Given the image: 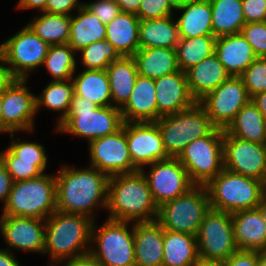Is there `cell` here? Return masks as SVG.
<instances>
[{"instance_id":"cell-1","label":"cell","mask_w":266,"mask_h":266,"mask_svg":"<svg viewBox=\"0 0 266 266\" xmlns=\"http://www.w3.org/2000/svg\"><path fill=\"white\" fill-rule=\"evenodd\" d=\"M108 182L109 176L95 167L75 170L64 166L56 175L57 211L93 219L92 208L96 205L107 209Z\"/></svg>"},{"instance_id":"cell-2","label":"cell","mask_w":266,"mask_h":266,"mask_svg":"<svg viewBox=\"0 0 266 266\" xmlns=\"http://www.w3.org/2000/svg\"><path fill=\"white\" fill-rule=\"evenodd\" d=\"M108 219L136 223L152 222L157 219L158 206L149 189L144 168L141 170L109 177Z\"/></svg>"},{"instance_id":"cell-3","label":"cell","mask_w":266,"mask_h":266,"mask_svg":"<svg viewBox=\"0 0 266 266\" xmlns=\"http://www.w3.org/2000/svg\"><path fill=\"white\" fill-rule=\"evenodd\" d=\"M94 219L83 214L55 211L45 220L44 254L56 264L89 254ZM86 246V248H85ZM89 248V249H88ZM77 253V254H76Z\"/></svg>"},{"instance_id":"cell-4","label":"cell","mask_w":266,"mask_h":266,"mask_svg":"<svg viewBox=\"0 0 266 266\" xmlns=\"http://www.w3.org/2000/svg\"><path fill=\"white\" fill-rule=\"evenodd\" d=\"M210 207L233 213L257 208L266 197V184L225 168L205 185Z\"/></svg>"},{"instance_id":"cell-5","label":"cell","mask_w":266,"mask_h":266,"mask_svg":"<svg viewBox=\"0 0 266 266\" xmlns=\"http://www.w3.org/2000/svg\"><path fill=\"white\" fill-rule=\"evenodd\" d=\"M120 108L98 107L79 95L73 96L68 114L57 125V131L88 138L90 143L118 131L123 125Z\"/></svg>"},{"instance_id":"cell-6","label":"cell","mask_w":266,"mask_h":266,"mask_svg":"<svg viewBox=\"0 0 266 266\" xmlns=\"http://www.w3.org/2000/svg\"><path fill=\"white\" fill-rule=\"evenodd\" d=\"M1 216L46 220L56 207V175L14 182Z\"/></svg>"},{"instance_id":"cell-7","label":"cell","mask_w":266,"mask_h":266,"mask_svg":"<svg viewBox=\"0 0 266 266\" xmlns=\"http://www.w3.org/2000/svg\"><path fill=\"white\" fill-rule=\"evenodd\" d=\"M156 124L171 158H177L191 141L208 136L216 128L198 102L187 110L160 117Z\"/></svg>"},{"instance_id":"cell-8","label":"cell","mask_w":266,"mask_h":266,"mask_svg":"<svg viewBox=\"0 0 266 266\" xmlns=\"http://www.w3.org/2000/svg\"><path fill=\"white\" fill-rule=\"evenodd\" d=\"M210 209L205 185H194L185 194L158 207L156 221L165 230L196 236L204 216Z\"/></svg>"},{"instance_id":"cell-9","label":"cell","mask_w":266,"mask_h":266,"mask_svg":"<svg viewBox=\"0 0 266 266\" xmlns=\"http://www.w3.org/2000/svg\"><path fill=\"white\" fill-rule=\"evenodd\" d=\"M177 159L194 185H206L224 168L223 129L215 128L208 136L191 141Z\"/></svg>"},{"instance_id":"cell-10","label":"cell","mask_w":266,"mask_h":266,"mask_svg":"<svg viewBox=\"0 0 266 266\" xmlns=\"http://www.w3.org/2000/svg\"><path fill=\"white\" fill-rule=\"evenodd\" d=\"M128 222L108 219L98 230L93 222L91 242L98 249H90L89 254L100 266H136L134 230L129 231Z\"/></svg>"},{"instance_id":"cell-11","label":"cell","mask_w":266,"mask_h":266,"mask_svg":"<svg viewBox=\"0 0 266 266\" xmlns=\"http://www.w3.org/2000/svg\"><path fill=\"white\" fill-rule=\"evenodd\" d=\"M199 258L225 261L238 251L230 212L210 209L196 235Z\"/></svg>"},{"instance_id":"cell-12","label":"cell","mask_w":266,"mask_h":266,"mask_svg":"<svg viewBox=\"0 0 266 266\" xmlns=\"http://www.w3.org/2000/svg\"><path fill=\"white\" fill-rule=\"evenodd\" d=\"M50 45L26 25L1 44V53L15 79H27L30 71L44 63ZM28 72V73H27Z\"/></svg>"},{"instance_id":"cell-13","label":"cell","mask_w":266,"mask_h":266,"mask_svg":"<svg viewBox=\"0 0 266 266\" xmlns=\"http://www.w3.org/2000/svg\"><path fill=\"white\" fill-rule=\"evenodd\" d=\"M250 100L241 77L230 76L198 103L205 109L211 123L225 130Z\"/></svg>"},{"instance_id":"cell-14","label":"cell","mask_w":266,"mask_h":266,"mask_svg":"<svg viewBox=\"0 0 266 266\" xmlns=\"http://www.w3.org/2000/svg\"><path fill=\"white\" fill-rule=\"evenodd\" d=\"M223 166L266 184V147L236 138L223 130Z\"/></svg>"},{"instance_id":"cell-15","label":"cell","mask_w":266,"mask_h":266,"mask_svg":"<svg viewBox=\"0 0 266 266\" xmlns=\"http://www.w3.org/2000/svg\"><path fill=\"white\" fill-rule=\"evenodd\" d=\"M89 148L90 166L106 173L109 177L138 171L130 157L125 122L115 133L91 141Z\"/></svg>"},{"instance_id":"cell-16","label":"cell","mask_w":266,"mask_h":266,"mask_svg":"<svg viewBox=\"0 0 266 266\" xmlns=\"http://www.w3.org/2000/svg\"><path fill=\"white\" fill-rule=\"evenodd\" d=\"M148 176L145 174L154 202L158 207L185 194L194 186L186 169L177 158L159 160L150 164Z\"/></svg>"},{"instance_id":"cell-17","label":"cell","mask_w":266,"mask_h":266,"mask_svg":"<svg viewBox=\"0 0 266 266\" xmlns=\"http://www.w3.org/2000/svg\"><path fill=\"white\" fill-rule=\"evenodd\" d=\"M27 79H14L2 93L3 132L33 130L36 96L28 91Z\"/></svg>"},{"instance_id":"cell-18","label":"cell","mask_w":266,"mask_h":266,"mask_svg":"<svg viewBox=\"0 0 266 266\" xmlns=\"http://www.w3.org/2000/svg\"><path fill=\"white\" fill-rule=\"evenodd\" d=\"M125 135L132 164L138 170L147 164L170 158L156 122H125Z\"/></svg>"},{"instance_id":"cell-19","label":"cell","mask_w":266,"mask_h":266,"mask_svg":"<svg viewBox=\"0 0 266 266\" xmlns=\"http://www.w3.org/2000/svg\"><path fill=\"white\" fill-rule=\"evenodd\" d=\"M0 232L8 246L25 251L42 252L45 247V222L42 219L1 216Z\"/></svg>"},{"instance_id":"cell-20","label":"cell","mask_w":266,"mask_h":266,"mask_svg":"<svg viewBox=\"0 0 266 266\" xmlns=\"http://www.w3.org/2000/svg\"><path fill=\"white\" fill-rule=\"evenodd\" d=\"M157 102V120L191 108L196 101L192 98L185 72L164 75L154 80Z\"/></svg>"},{"instance_id":"cell-21","label":"cell","mask_w":266,"mask_h":266,"mask_svg":"<svg viewBox=\"0 0 266 266\" xmlns=\"http://www.w3.org/2000/svg\"><path fill=\"white\" fill-rule=\"evenodd\" d=\"M123 122H156L157 102L154 79L138 74L132 93L120 108Z\"/></svg>"},{"instance_id":"cell-22","label":"cell","mask_w":266,"mask_h":266,"mask_svg":"<svg viewBox=\"0 0 266 266\" xmlns=\"http://www.w3.org/2000/svg\"><path fill=\"white\" fill-rule=\"evenodd\" d=\"M238 250L266 251V225L258 208L231 213Z\"/></svg>"},{"instance_id":"cell-23","label":"cell","mask_w":266,"mask_h":266,"mask_svg":"<svg viewBox=\"0 0 266 266\" xmlns=\"http://www.w3.org/2000/svg\"><path fill=\"white\" fill-rule=\"evenodd\" d=\"M214 53L227 73L233 77H240L257 58L242 33L217 37Z\"/></svg>"},{"instance_id":"cell-24","label":"cell","mask_w":266,"mask_h":266,"mask_svg":"<svg viewBox=\"0 0 266 266\" xmlns=\"http://www.w3.org/2000/svg\"><path fill=\"white\" fill-rule=\"evenodd\" d=\"M132 226L136 266H162L163 227L156 220L135 223Z\"/></svg>"},{"instance_id":"cell-25","label":"cell","mask_w":266,"mask_h":266,"mask_svg":"<svg viewBox=\"0 0 266 266\" xmlns=\"http://www.w3.org/2000/svg\"><path fill=\"white\" fill-rule=\"evenodd\" d=\"M185 74L190 94L196 102L230 77L215 53L190 67Z\"/></svg>"},{"instance_id":"cell-26","label":"cell","mask_w":266,"mask_h":266,"mask_svg":"<svg viewBox=\"0 0 266 266\" xmlns=\"http://www.w3.org/2000/svg\"><path fill=\"white\" fill-rule=\"evenodd\" d=\"M140 18L133 13L120 12L106 25V40L124 57H132L140 48Z\"/></svg>"},{"instance_id":"cell-27","label":"cell","mask_w":266,"mask_h":266,"mask_svg":"<svg viewBox=\"0 0 266 266\" xmlns=\"http://www.w3.org/2000/svg\"><path fill=\"white\" fill-rule=\"evenodd\" d=\"M176 10H183V14L176 21L179 38L213 35L212 11L209 0L188 1Z\"/></svg>"},{"instance_id":"cell-28","label":"cell","mask_w":266,"mask_h":266,"mask_svg":"<svg viewBox=\"0 0 266 266\" xmlns=\"http://www.w3.org/2000/svg\"><path fill=\"white\" fill-rule=\"evenodd\" d=\"M132 57L138 74L150 79L179 71L175 48H139Z\"/></svg>"},{"instance_id":"cell-29","label":"cell","mask_w":266,"mask_h":266,"mask_svg":"<svg viewBox=\"0 0 266 266\" xmlns=\"http://www.w3.org/2000/svg\"><path fill=\"white\" fill-rule=\"evenodd\" d=\"M199 260L196 236L164 229L162 266H195Z\"/></svg>"},{"instance_id":"cell-30","label":"cell","mask_w":266,"mask_h":266,"mask_svg":"<svg viewBox=\"0 0 266 266\" xmlns=\"http://www.w3.org/2000/svg\"><path fill=\"white\" fill-rule=\"evenodd\" d=\"M106 39V25L88 8L82 5L78 9V16H71L70 38L68 44L79 51L93 42Z\"/></svg>"},{"instance_id":"cell-31","label":"cell","mask_w":266,"mask_h":266,"mask_svg":"<svg viewBox=\"0 0 266 266\" xmlns=\"http://www.w3.org/2000/svg\"><path fill=\"white\" fill-rule=\"evenodd\" d=\"M138 35L140 48H176L179 41L177 22L173 21L172 15L140 20Z\"/></svg>"},{"instance_id":"cell-32","label":"cell","mask_w":266,"mask_h":266,"mask_svg":"<svg viewBox=\"0 0 266 266\" xmlns=\"http://www.w3.org/2000/svg\"><path fill=\"white\" fill-rule=\"evenodd\" d=\"M106 72L112 101L116 102V107L121 108V105L123 106L129 99L138 76L136 62L133 57L122 56L113 61L107 67Z\"/></svg>"},{"instance_id":"cell-33","label":"cell","mask_w":266,"mask_h":266,"mask_svg":"<svg viewBox=\"0 0 266 266\" xmlns=\"http://www.w3.org/2000/svg\"><path fill=\"white\" fill-rule=\"evenodd\" d=\"M266 119L250 100L236 114L225 131L236 138L263 144Z\"/></svg>"},{"instance_id":"cell-34","label":"cell","mask_w":266,"mask_h":266,"mask_svg":"<svg viewBox=\"0 0 266 266\" xmlns=\"http://www.w3.org/2000/svg\"><path fill=\"white\" fill-rule=\"evenodd\" d=\"M75 95H79L98 107L112 106L110 84L106 70H84L72 77Z\"/></svg>"},{"instance_id":"cell-35","label":"cell","mask_w":266,"mask_h":266,"mask_svg":"<svg viewBox=\"0 0 266 266\" xmlns=\"http://www.w3.org/2000/svg\"><path fill=\"white\" fill-rule=\"evenodd\" d=\"M212 11V30L217 38L241 33L245 24L242 0H209Z\"/></svg>"},{"instance_id":"cell-36","label":"cell","mask_w":266,"mask_h":266,"mask_svg":"<svg viewBox=\"0 0 266 266\" xmlns=\"http://www.w3.org/2000/svg\"><path fill=\"white\" fill-rule=\"evenodd\" d=\"M215 41L216 37L214 35L179 38L175 48L179 70L185 72L190 67L214 54Z\"/></svg>"},{"instance_id":"cell-37","label":"cell","mask_w":266,"mask_h":266,"mask_svg":"<svg viewBox=\"0 0 266 266\" xmlns=\"http://www.w3.org/2000/svg\"><path fill=\"white\" fill-rule=\"evenodd\" d=\"M35 19V20H34ZM27 25L49 45L66 44L70 38L71 16L43 12Z\"/></svg>"},{"instance_id":"cell-38","label":"cell","mask_w":266,"mask_h":266,"mask_svg":"<svg viewBox=\"0 0 266 266\" xmlns=\"http://www.w3.org/2000/svg\"><path fill=\"white\" fill-rule=\"evenodd\" d=\"M70 82V83H68ZM50 81L41 96L36 97V111L41 106L53 111H63L58 124L61 123L69 112L71 100L75 94L73 81Z\"/></svg>"},{"instance_id":"cell-39","label":"cell","mask_w":266,"mask_h":266,"mask_svg":"<svg viewBox=\"0 0 266 266\" xmlns=\"http://www.w3.org/2000/svg\"><path fill=\"white\" fill-rule=\"evenodd\" d=\"M75 52L68 43L50 45L43 64L54 78L53 81L72 80L76 68Z\"/></svg>"},{"instance_id":"cell-40","label":"cell","mask_w":266,"mask_h":266,"mask_svg":"<svg viewBox=\"0 0 266 266\" xmlns=\"http://www.w3.org/2000/svg\"><path fill=\"white\" fill-rule=\"evenodd\" d=\"M0 160L14 182L40 177L46 170L47 160H27L14 156L8 149L0 152Z\"/></svg>"},{"instance_id":"cell-41","label":"cell","mask_w":266,"mask_h":266,"mask_svg":"<svg viewBox=\"0 0 266 266\" xmlns=\"http://www.w3.org/2000/svg\"><path fill=\"white\" fill-rule=\"evenodd\" d=\"M78 52L82 54V63L86 70H106L113 61L122 57L106 39L93 42Z\"/></svg>"},{"instance_id":"cell-42","label":"cell","mask_w":266,"mask_h":266,"mask_svg":"<svg viewBox=\"0 0 266 266\" xmlns=\"http://www.w3.org/2000/svg\"><path fill=\"white\" fill-rule=\"evenodd\" d=\"M252 99L266 91V57H257L240 76Z\"/></svg>"},{"instance_id":"cell-43","label":"cell","mask_w":266,"mask_h":266,"mask_svg":"<svg viewBox=\"0 0 266 266\" xmlns=\"http://www.w3.org/2000/svg\"><path fill=\"white\" fill-rule=\"evenodd\" d=\"M242 35L252 46L257 57H266V23H245L241 30Z\"/></svg>"},{"instance_id":"cell-44","label":"cell","mask_w":266,"mask_h":266,"mask_svg":"<svg viewBox=\"0 0 266 266\" xmlns=\"http://www.w3.org/2000/svg\"><path fill=\"white\" fill-rule=\"evenodd\" d=\"M173 9L168 0H141L136 15L140 20L160 19L172 15Z\"/></svg>"},{"instance_id":"cell-45","label":"cell","mask_w":266,"mask_h":266,"mask_svg":"<svg viewBox=\"0 0 266 266\" xmlns=\"http://www.w3.org/2000/svg\"><path fill=\"white\" fill-rule=\"evenodd\" d=\"M17 141L12 140L8 148L14 156L27 160H47L44 147L41 144L28 141L19 142V139Z\"/></svg>"},{"instance_id":"cell-46","label":"cell","mask_w":266,"mask_h":266,"mask_svg":"<svg viewBox=\"0 0 266 266\" xmlns=\"http://www.w3.org/2000/svg\"><path fill=\"white\" fill-rule=\"evenodd\" d=\"M83 5L96 15L105 25L110 23V21L121 12L120 7L115 0H98Z\"/></svg>"},{"instance_id":"cell-47","label":"cell","mask_w":266,"mask_h":266,"mask_svg":"<svg viewBox=\"0 0 266 266\" xmlns=\"http://www.w3.org/2000/svg\"><path fill=\"white\" fill-rule=\"evenodd\" d=\"M245 23L263 22L266 16V0H242Z\"/></svg>"},{"instance_id":"cell-48","label":"cell","mask_w":266,"mask_h":266,"mask_svg":"<svg viewBox=\"0 0 266 266\" xmlns=\"http://www.w3.org/2000/svg\"><path fill=\"white\" fill-rule=\"evenodd\" d=\"M258 251L238 250L224 261L225 266H257Z\"/></svg>"},{"instance_id":"cell-49","label":"cell","mask_w":266,"mask_h":266,"mask_svg":"<svg viewBox=\"0 0 266 266\" xmlns=\"http://www.w3.org/2000/svg\"><path fill=\"white\" fill-rule=\"evenodd\" d=\"M83 4L84 3L78 2V0H47L46 7L43 12L71 16L69 12L76 7L78 10Z\"/></svg>"},{"instance_id":"cell-50","label":"cell","mask_w":266,"mask_h":266,"mask_svg":"<svg viewBox=\"0 0 266 266\" xmlns=\"http://www.w3.org/2000/svg\"><path fill=\"white\" fill-rule=\"evenodd\" d=\"M13 183L14 181L12 177L0 160V201L3 200L5 204L8 200L9 193L12 190Z\"/></svg>"},{"instance_id":"cell-51","label":"cell","mask_w":266,"mask_h":266,"mask_svg":"<svg viewBox=\"0 0 266 266\" xmlns=\"http://www.w3.org/2000/svg\"><path fill=\"white\" fill-rule=\"evenodd\" d=\"M0 62V94H2L15 78L12 76L9 68L4 66L6 62L2 53H0Z\"/></svg>"},{"instance_id":"cell-52","label":"cell","mask_w":266,"mask_h":266,"mask_svg":"<svg viewBox=\"0 0 266 266\" xmlns=\"http://www.w3.org/2000/svg\"><path fill=\"white\" fill-rule=\"evenodd\" d=\"M67 261L65 266H100L90 254L73 259L69 258Z\"/></svg>"},{"instance_id":"cell-53","label":"cell","mask_w":266,"mask_h":266,"mask_svg":"<svg viewBox=\"0 0 266 266\" xmlns=\"http://www.w3.org/2000/svg\"><path fill=\"white\" fill-rule=\"evenodd\" d=\"M121 12L137 14L141 0H115Z\"/></svg>"},{"instance_id":"cell-54","label":"cell","mask_w":266,"mask_h":266,"mask_svg":"<svg viewBox=\"0 0 266 266\" xmlns=\"http://www.w3.org/2000/svg\"><path fill=\"white\" fill-rule=\"evenodd\" d=\"M47 0H19L18 8L29 9L38 8L41 11L45 10Z\"/></svg>"},{"instance_id":"cell-55","label":"cell","mask_w":266,"mask_h":266,"mask_svg":"<svg viewBox=\"0 0 266 266\" xmlns=\"http://www.w3.org/2000/svg\"><path fill=\"white\" fill-rule=\"evenodd\" d=\"M11 253L8 249H0V266H21Z\"/></svg>"},{"instance_id":"cell-56","label":"cell","mask_w":266,"mask_h":266,"mask_svg":"<svg viewBox=\"0 0 266 266\" xmlns=\"http://www.w3.org/2000/svg\"><path fill=\"white\" fill-rule=\"evenodd\" d=\"M251 100L257 106L258 110L263 114V116L266 119V91L257 94Z\"/></svg>"},{"instance_id":"cell-57","label":"cell","mask_w":266,"mask_h":266,"mask_svg":"<svg viewBox=\"0 0 266 266\" xmlns=\"http://www.w3.org/2000/svg\"><path fill=\"white\" fill-rule=\"evenodd\" d=\"M195 266H225L224 261H204L199 260Z\"/></svg>"},{"instance_id":"cell-58","label":"cell","mask_w":266,"mask_h":266,"mask_svg":"<svg viewBox=\"0 0 266 266\" xmlns=\"http://www.w3.org/2000/svg\"><path fill=\"white\" fill-rule=\"evenodd\" d=\"M257 208L260 210L262 218L266 225V197L262 200L261 204Z\"/></svg>"},{"instance_id":"cell-59","label":"cell","mask_w":266,"mask_h":266,"mask_svg":"<svg viewBox=\"0 0 266 266\" xmlns=\"http://www.w3.org/2000/svg\"><path fill=\"white\" fill-rule=\"evenodd\" d=\"M257 266H266V251H258Z\"/></svg>"},{"instance_id":"cell-60","label":"cell","mask_w":266,"mask_h":266,"mask_svg":"<svg viewBox=\"0 0 266 266\" xmlns=\"http://www.w3.org/2000/svg\"><path fill=\"white\" fill-rule=\"evenodd\" d=\"M168 1L175 9H177L181 7L184 3L192 0H168Z\"/></svg>"},{"instance_id":"cell-61","label":"cell","mask_w":266,"mask_h":266,"mask_svg":"<svg viewBox=\"0 0 266 266\" xmlns=\"http://www.w3.org/2000/svg\"><path fill=\"white\" fill-rule=\"evenodd\" d=\"M3 132L2 94H0V133Z\"/></svg>"},{"instance_id":"cell-62","label":"cell","mask_w":266,"mask_h":266,"mask_svg":"<svg viewBox=\"0 0 266 266\" xmlns=\"http://www.w3.org/2000/svg\"><path fill=\"white\" fill-rule=\"evenodd\" d=\"M263 145L266 147V126H265V138H264V141H263Z\"/></svg>"}]
</instances>
